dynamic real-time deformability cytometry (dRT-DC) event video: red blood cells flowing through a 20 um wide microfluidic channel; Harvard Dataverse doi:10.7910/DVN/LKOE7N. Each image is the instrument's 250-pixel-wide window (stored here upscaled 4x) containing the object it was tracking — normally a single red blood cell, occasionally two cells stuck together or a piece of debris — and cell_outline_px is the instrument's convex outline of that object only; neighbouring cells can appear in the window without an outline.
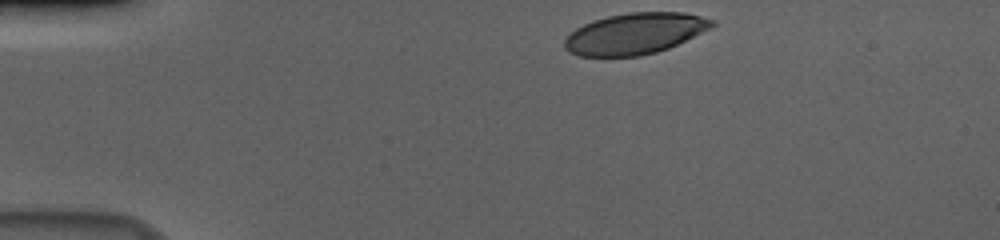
{"species": "human", "species_latin": "Homo sapiens", "temperature_condition": "cold", "stored_images_in_passage": 38, "camera_frame_rate_fps": 3000, "um_per_image_px": 0.085, "donor": {"sex": "male"}, "frame": {"image": 1, "passage_image": 1, "time_ms": 0.0, "image_size_px": [1000, 240], "cell_outline_px": [[716, 24], [712, 28], [668, 48], [656, 52], [640, 56], [580, 56], [568, 52], [564, 48], [564, 40], [576, 28], [592, 20], [608, 16], [628, 12], [684, 12], [716, 20]], "centroid_in_image_um": [53.98, 2.85], "position_along_channel_um": 31.0, "area_um2": 35.43}}
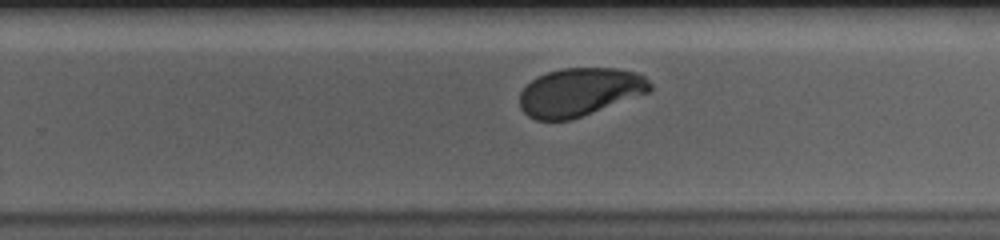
{"frame": {"image": 2, "passage_image": 27, "time_ms": 8.667, "image_size_px": [1000, 240], "cell_outline_px": [[652, 92], [572, 120], [536, 120], [528, 116], [520, 108], [520, 92], [536, 76], [548, 72], [564, 68], [616, 68], [636, 72], [644, 76], [652, 84]], "centroid_in_image_um": [49.31, 7.83], "position_along_channel_um": 280.5, "area_um2": 36.99}}
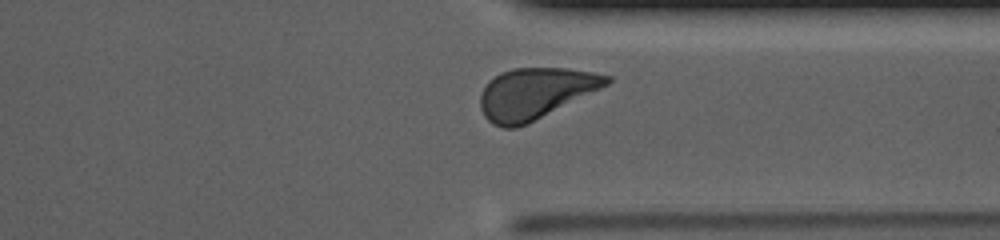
{"frame": {"image": 3, "passage_image": 34, "time_ms": 11.0, "image_size_px": [1000, 240], "cell_outline_px": [[612, 80], [608, 84], [528, 124], [516, 128], [504, 128], [492, 124], [484, 116], [480, 108], [480, 92], [488, 80], [500, 72], [512, 68], [568, 68], [592, 72], [612, 76]], "centroid_in_image_um": [45.44, 7.94], "position_along_channel_um": 366.0, "area_um2": 37.63}, "authors_computed_cell_mechanics": {"area_um2": 37.7145, "velocity_mm_per_s": 3.6369, "shape_relaxation_time_tau1_ms": 3.0384, "shape_relaxation_time_tau2_ms": null, "deformation_change_tau1": 0.1348, "deformation_change_tau2": null}}